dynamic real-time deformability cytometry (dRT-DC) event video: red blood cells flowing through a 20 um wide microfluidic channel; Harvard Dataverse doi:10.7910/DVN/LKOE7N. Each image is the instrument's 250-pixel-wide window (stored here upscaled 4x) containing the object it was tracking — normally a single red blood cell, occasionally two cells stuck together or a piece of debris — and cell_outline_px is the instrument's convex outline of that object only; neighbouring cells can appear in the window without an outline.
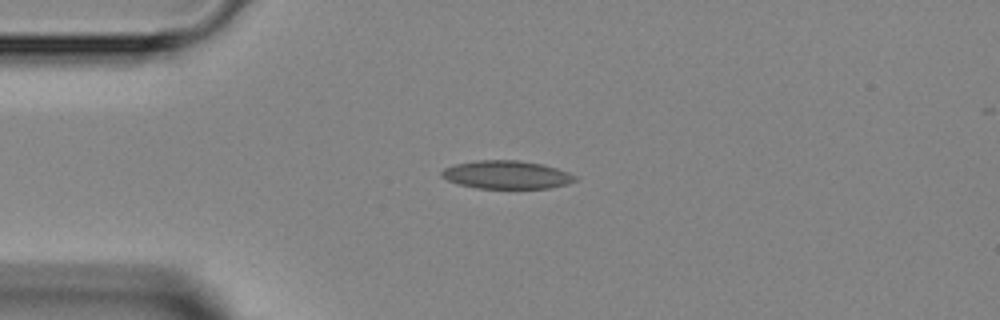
{"species": "Egyptian fruit bat (a non-hibernating species)", "species_latin": "Rousettus aegyptiacus", "temperature_condition": "room temperature", "stored_images_in_passage": 5, "camera_frame_rate_fps": 3000, "um_per_image_px": 0.085, "animal": {"sex": "female"}, "frame": {"image": 1, "passage_image": 4, "time_ms": 3.333, "image_size_px": [1000, 320], "cell_outline_px": [[580, 180], [568, 184], [552, 188], [476, 188], [456, 184], [440, 176], [440, 172], [444, 168], [456, 164], [476, 160], [520, 160], [544, 164], [568, 172], [576, 176]], "centroid_in_image_um": [43.08, 14.85], "position_along_channel_um": 41.9, "area_um2": 22.2}}